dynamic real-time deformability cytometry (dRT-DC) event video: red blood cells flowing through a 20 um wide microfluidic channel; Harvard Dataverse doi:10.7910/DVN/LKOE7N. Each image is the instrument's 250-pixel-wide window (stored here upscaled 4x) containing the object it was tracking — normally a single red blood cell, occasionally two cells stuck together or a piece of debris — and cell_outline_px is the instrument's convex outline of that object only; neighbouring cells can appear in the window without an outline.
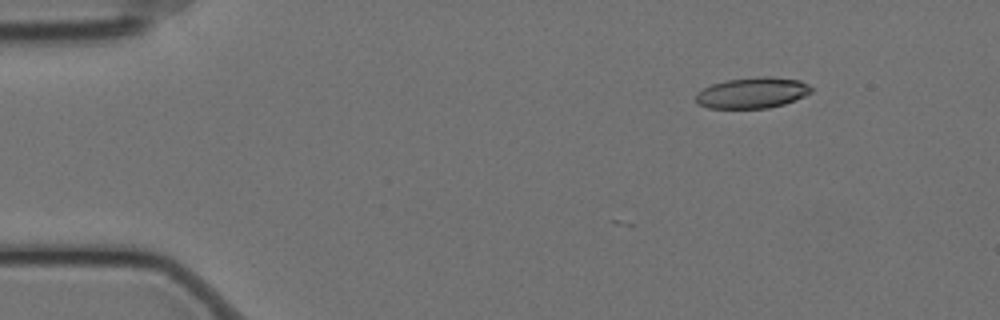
{"species": "Egyptian fruit bat (a non-hibernating species)", "species_latin": "Rousettus aegyptiacus", "temperature_condition": "cold", "stored_images_in_passage": 8, "camera_frame_rate_fps": 3000, "um_per_image_px": 0.085, "animal": {"sex": "female"}, "frame": {"image": 1, "passage_image": 1, "time_ms": 0.0, "image_size_px": [1000, 320], "cell_outline_px": [[812, 92], [804, 96], [784, 104], [768, 108], [708, 108], [700, 104], [696, 100], [696, 92], [712, 84], [728, 80], [756, 76], [768, 76], [800, 80], [808, 84], [812, 88]], "centroid_in_image_um": [63.96, 7.88], "position_along_channel_um": 21.0, "area_um2": 20.75}}